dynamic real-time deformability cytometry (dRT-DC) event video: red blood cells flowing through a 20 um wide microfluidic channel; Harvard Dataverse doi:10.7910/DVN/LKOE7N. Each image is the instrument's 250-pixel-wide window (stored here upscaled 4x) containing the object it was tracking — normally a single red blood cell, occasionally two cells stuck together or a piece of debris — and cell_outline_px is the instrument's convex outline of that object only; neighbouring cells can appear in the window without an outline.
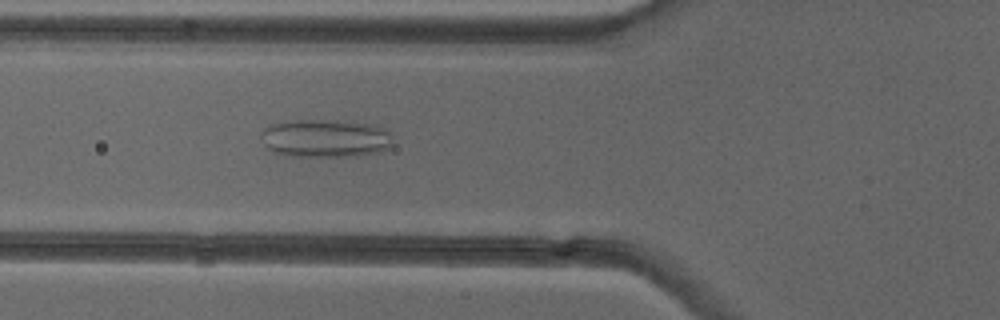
{"species": "common noctule bat (a hibernating species)", "species_latin": "Nyctalus noctula", "temperature_condition": "cold", "stored_images_in_passage": 51, "camera_frame_rate_fps": 3000, "um_per_image_px": 0.085, "animal": {"sex": "female"}, "frame": {"image": 1, "passage_image": 19, "time_ms": 6.0, "image_size_px": [1000, 320], "cell_outline_px": [[392, 144], [388, 148], [380, 152], [360, 156], [284, 156], [272, 152], [264, 144], [260, 136], [260, 132], [264, 128], [272, 124], [296, 120], [336, 120], [376, 124], [384, 128], [388, 132]], "centroid_in_image_um": [27.64, 11.76], "position_along_channel_um": 98.2, "area_um2": 29.59}}
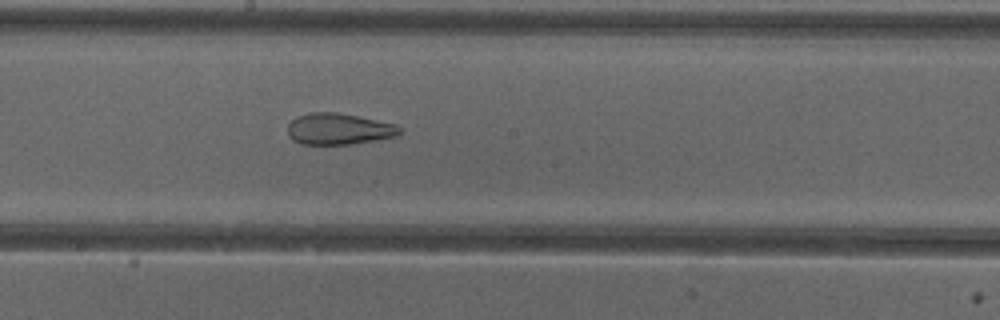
{"frame": {"image": 2, "passage_image": 28, "time_ms": 9.0, "image_size_px": [1000, 320], "cell_outline_px": [[400, 136], [376, 140], [348, 144], [300, 144], [292, 140], [288, 136], [288, 124], [296, 116], [312, 112], [336, 112], [396, 124], [400, 128]], "centroid_in_image_um": [28.77, 10.96], "position_along_channel_um": 219.4, "area_um2": 20.46}}
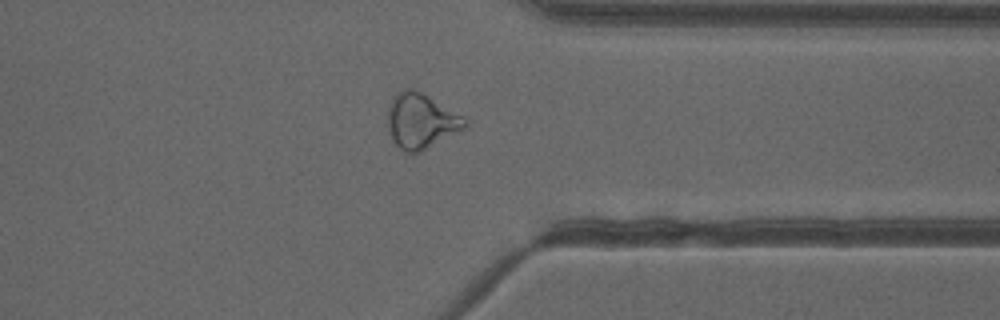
{"frame": {"image": 3, "passage_image": 40, "time_ms": 13.0, "image_size_px": [1000, 320], "cell_outline_px": [[468, 124], [464, 128], [420, 152], [404, 152], [392, 140], [388, 128], [388, 108], [392, 96], [396, 92], [404, 88], [412, 88], [428, 96], [464, 116], [468, 120]], "centroid_in_image_um": [35.76, 10.26], "position_along_channel_um": 375.6, "area_um2": 24.68}, "authors_computed_cell_mechanics": {"area_um2": 27.3394, "velocity_mm_per_s": 3.9983, "shape_relaxation_time_tau1_ms": null, "shape_relaxation_time_tau2_ms": 1.71, "deformation_change_tau1": null, "deformation_change_tau2": 0.1078}}